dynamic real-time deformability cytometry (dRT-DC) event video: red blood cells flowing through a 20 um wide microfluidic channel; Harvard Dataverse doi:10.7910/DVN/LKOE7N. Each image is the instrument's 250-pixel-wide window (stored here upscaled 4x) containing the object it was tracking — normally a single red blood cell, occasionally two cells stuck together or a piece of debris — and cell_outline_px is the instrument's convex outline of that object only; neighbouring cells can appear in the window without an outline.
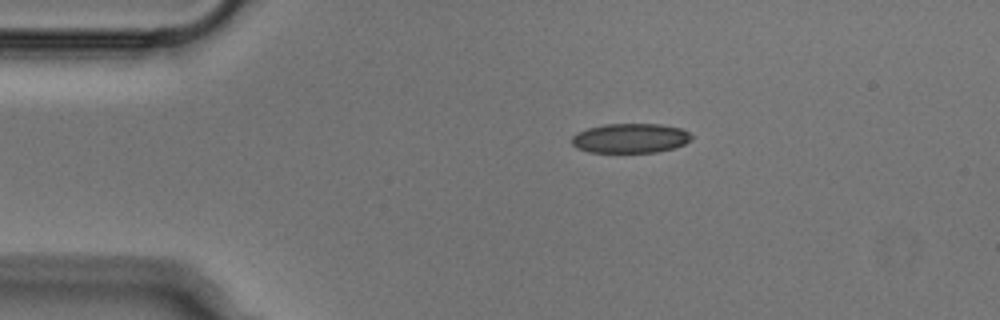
{"species": "Egyptian fruit bat (a non-hibernating species)", "species_latin": "Rousettus aegyptiacus", "temperature_condition": "cold", "stored_images_in_passage": 43, "camera_frame_rate_fps": 3000, "um_per_image_px": 0.085, "animal": {"sex": "male"}, "frame": {"image": 1, "passage_image": 1, "time_ms": 0.0, "image_size_px": [1000, 320], "cell_outline_px": [[692, 136], [684, 144], [672, 148], [656, 152], [588, 152], [576, 148], [572, 144], [572, 136], [576, 132], [588, 128], [604, 124], [660, 124], [680, 128], [688, 132]], "centroid_in_image_um": [53.52, 11.74], "position_along_channel_um": 31.5, "area_um2": 20.52}}
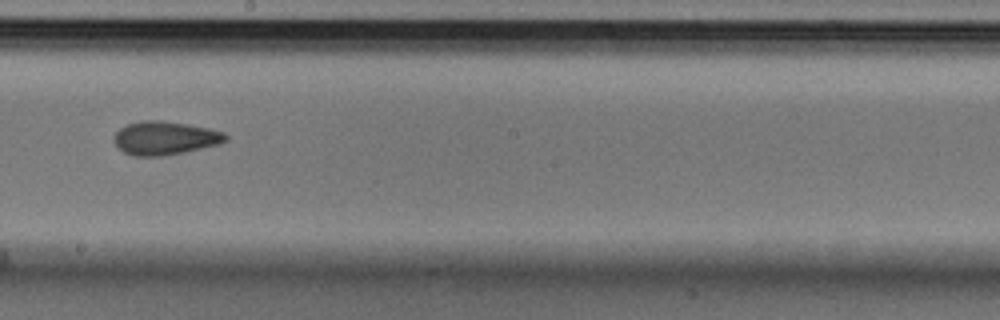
{"frame": {"image": 2, "passage_image": 20, "time_ms": 6.333, "image_size_px": [1000, 320], "cell_outline_px": [[228, 140], [220, 144], [184, 152], [164, 156], [132, 156], [124, 152], [112, 140], [112, 136], [120, 128], [128, 124], [140, 120], [160, 120], [188, 124], [212, 128], [224, 132], [228, 136]], "centroid_in_image_um": [14.03, 11.73], "position_along_channel_um": 234.2, "area_um2": 22.08}}
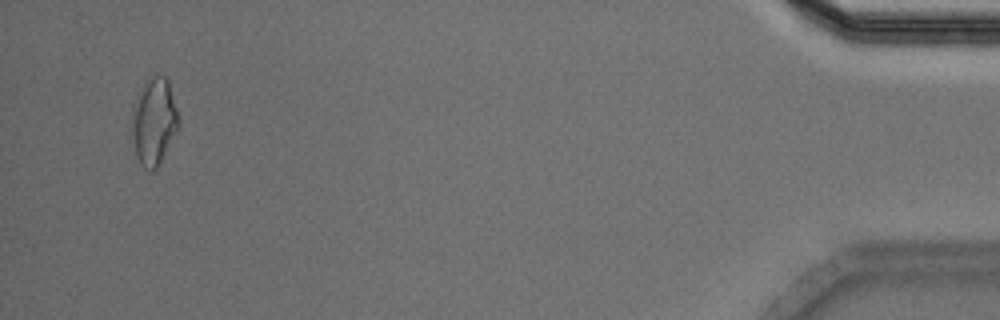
{"frame": {"image": 3, "passage_image": 41, "time_ms": 13.333, "image_size_px": [1000, 320], "cell_outline_px": [[180, 128], [156, 168], [152, 172], [144, 168], [140, 164], [136, 156], [128, 136], [132, 108], [140, 88], [144, 80], [152, 76], [168, 76], [180, 120]], "centroid_in_image_um": [13.05, 10.33], "position_along_channel_um": 422.2, "area_um2": 24.85}}